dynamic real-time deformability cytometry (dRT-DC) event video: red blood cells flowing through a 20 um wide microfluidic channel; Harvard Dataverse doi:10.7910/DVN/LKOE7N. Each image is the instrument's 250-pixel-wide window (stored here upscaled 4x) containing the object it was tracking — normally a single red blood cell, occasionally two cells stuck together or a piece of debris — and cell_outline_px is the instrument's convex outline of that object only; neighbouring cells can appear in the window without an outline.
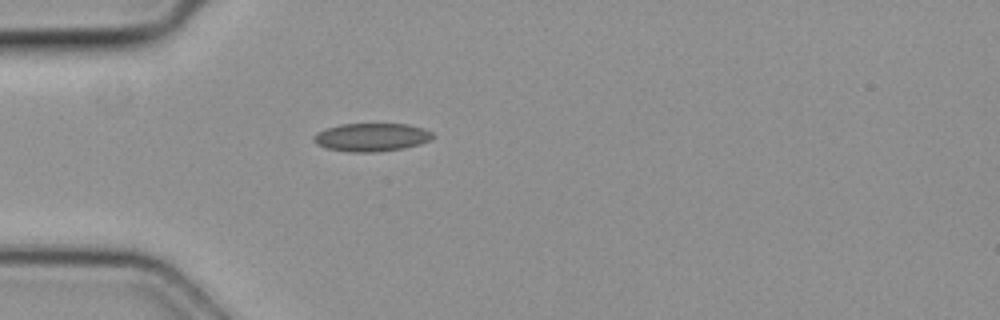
{"species": "common noctule bat (a hibernating species)", "species_latin": "Nyctalus noctula", "temperature_condition": "cold", "stored_images_in_passage": 4, "camera_frame_rate_fps": 3000, "um_per_image_px": 0.085, "animal": {"sex": "female", "body_mass_g": 19.3, "forearm_length_mm": 54.1}, "frame": {"image": 1, "passage_image": 4, "time_ms": 1.0, "image_size_px": [1000, 320], "cell_outline_px": [[436, 136], [432, 140], [420, 144], [404, 148], [376, 152], [348, 152], [324, 148], [316, 144], [312, 140], [312, 136], [316, 132], [324, 128], [340, 124], [408, 124], [424, 128], [432, 132]], "centroid_in_image_um": [31.56, 11.66], "position_along_channel_um": 53.4, "area_um2": 20.0}}